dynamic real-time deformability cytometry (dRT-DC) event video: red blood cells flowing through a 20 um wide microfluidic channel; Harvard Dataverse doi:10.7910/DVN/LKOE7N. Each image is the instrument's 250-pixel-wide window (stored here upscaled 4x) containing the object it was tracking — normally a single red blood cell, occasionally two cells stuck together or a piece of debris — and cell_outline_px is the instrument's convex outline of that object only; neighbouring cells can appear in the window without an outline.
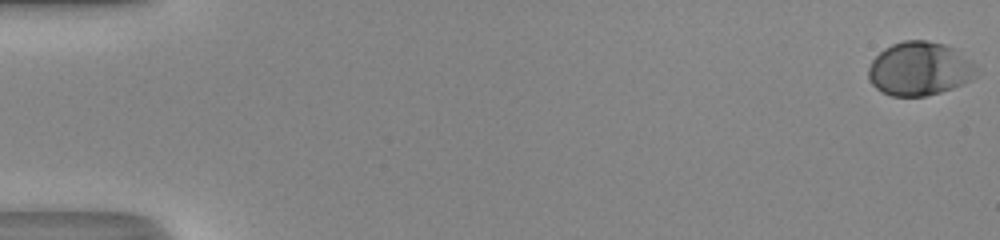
{"species": "human", "species_latin": "Homo sapiens", "temperature_condition": "room temperature", "stored_images_in_passage": 52, "camera_frame_rate_fps": 3000, "um_per_image_px": 0.085, "donor": {"sex": "male"}, "frame": {"image": 1, "passage_image": 1, "time_ms": 0.0, "image_size_px": [1000, 240], "cell_outline_px": [[976, 76], [972, 80], [952, 88], [940, 92], [924, 96], [892, 96], [876, 88], [868, 80], [868, 68], [872, 60], [884, 48], [892, 44], [904, 40], [924, 40], [944, 44], [956, 48], [972, 60], [976, 68]], "centroid_in_image_um": [78.17, 5.83], "position_along_channel_um": 6.8, "area_um2": 33.99}}
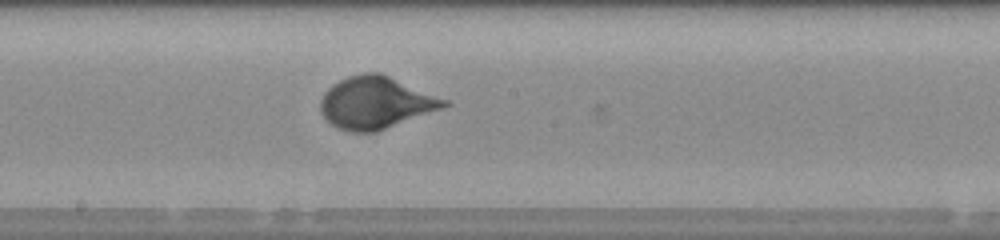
{"frame": {"image": 2, "passage_image": 30, "time_ms": 9.667, "image_size_px": [1000, 240], "cell_outline_px": [[452, 104], [376, 132], [352, 132], [340, 128], [332, 124], [320, 112], [320, 100], [324, 92], [332, 84], [348, 76], [364, 72], [380, 72], [448, 100]], "centroid_in_image_um": [31.92, 8.71], "position_along_channel_um": 216.3, "area_um2": 37.28}}
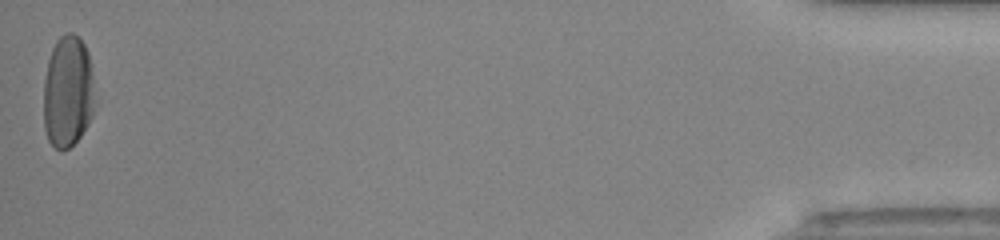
{"frame": {"image": 3, "passage_image": 52, "time_ms": 17.0, "image_size_px": [1000, 240], "cell_outline_px": [[92, 116], [88, 124], [80, 136], [68, 148], [56, 148], [48, 140], [44, 128], [44, 80], [48, 60], [52, 48], [56, 40], [60, 36], [68, 32], [72, 32], [84, 44], [88, 52], [92, 76]], "centroid_in_image_um": [5.73, 7.77], "position_along_channel_um": 429.5, "area_um2": 32.95}, "authors_computed_cell_mechanics": {"area_um2": 33.8419, "velocity_mm_per_s": 4.1666, "shape_relaxation_time_tau1_ms": 2.565, "shape_relaxation_time_tau2_ms": null, "deformation_change_tau1": 0.1679, "deformation_change_tau2": null}}